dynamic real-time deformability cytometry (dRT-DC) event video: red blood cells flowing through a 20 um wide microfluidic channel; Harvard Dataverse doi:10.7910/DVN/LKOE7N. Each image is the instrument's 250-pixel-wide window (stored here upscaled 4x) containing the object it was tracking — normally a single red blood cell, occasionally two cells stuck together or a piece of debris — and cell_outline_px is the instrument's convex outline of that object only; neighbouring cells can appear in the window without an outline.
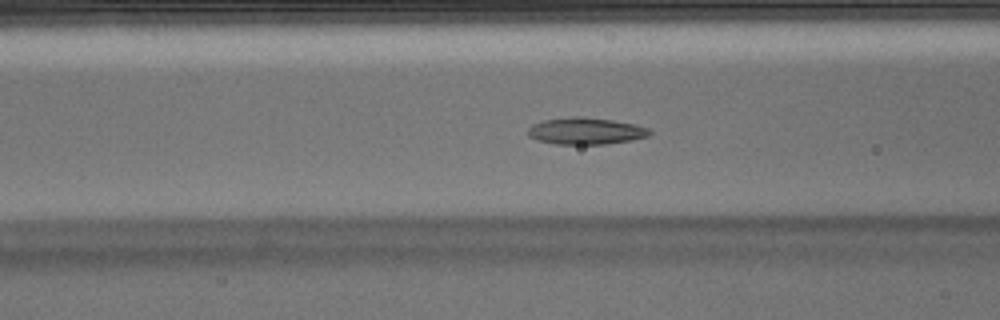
{"species": "Egyptian fruit bat (a non-hibernating species)", "species_latin": "Rousettus aegyptiacus", "temperature_condition": "warm", "stored_images_in_passage": 38, "camera_frame_rate_fps": 3000, "um_per_image_px": 0.085, "animal": {"sex": "male"}, "frame": {"image": 1, "passage_image": 6, "time_ms": 1.667, "image_size_px": [1000, 320], "cell_outline_px": [[652, 132], [648, 136], [632, 140], [604, 144], [556, 144], [536, 140], [528, 136], [528, 128], [532, 124], [544, 120], [572, 116], [580, 116], [612, 120], [636, 124], [648, 128]], "centroid_in_image_um": [49.78, 11.13], "position_along_channel_um": 116.8, "area_um2": 19.07}}
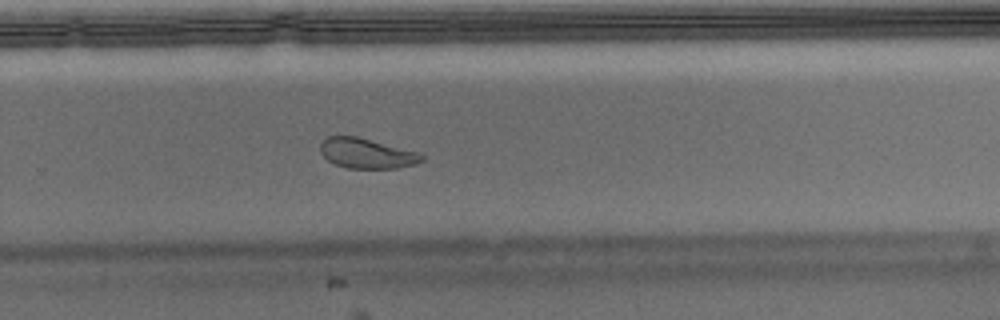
{"frame": {"image": 2, "passage_image": 20, "time_ms": 6.333, "image_size_px": [1000, 320], "cell_outline_px": [[424, 160], [416, 164], [400, 168], [348, 168], [336, 164], [328, 160], [320, 152], [320, 144], [328, 136], [356, 136], [420, 152], [424, 156]], "centroid_in_image_um": [31.21, 13.04], "position_along_channel_um": 298.6, "area_um2": 17.8}}
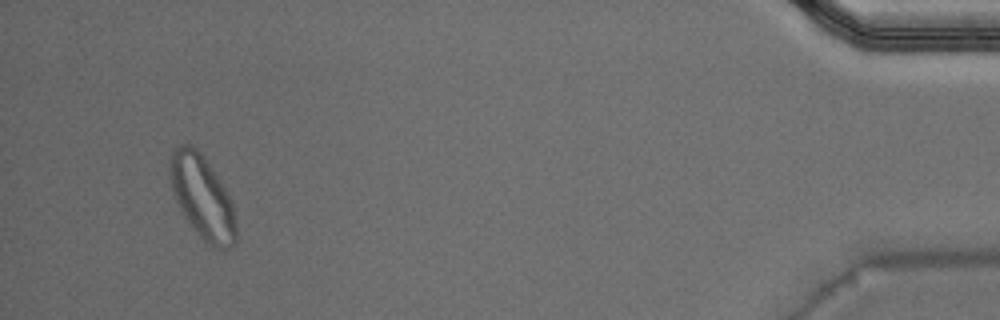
{"frame": {"image": 3, "passage_image": 35, "time_ms": 11.333, "image_size_px": [1000, 320], "cell_outline_px": [[236, 240], [228, 248], [212, 248], [204, 244], [188, 224], [176, 200], [172, 188], [168, 160], [172, 152], [180, 144], [192, 144], [196, 148], [208, 164], [232, 200], [236, 228]], "centroid_in_image_um": [17.18, 16.81], "position_along_channel_um": 418.0, "area_um2": 32.02}, "authors_computed_cell_mechanics": {"area_um2": 19.363, "velocity_mm_per_s": 3.9004, "shape_relaxation_time_tau1_ms": 4.8338, "shape_relaxation_time_tau2_ms": 2.4132, "deformation_change_tau1": 0.1615, "deformation_change_tau2": 0.0848}}